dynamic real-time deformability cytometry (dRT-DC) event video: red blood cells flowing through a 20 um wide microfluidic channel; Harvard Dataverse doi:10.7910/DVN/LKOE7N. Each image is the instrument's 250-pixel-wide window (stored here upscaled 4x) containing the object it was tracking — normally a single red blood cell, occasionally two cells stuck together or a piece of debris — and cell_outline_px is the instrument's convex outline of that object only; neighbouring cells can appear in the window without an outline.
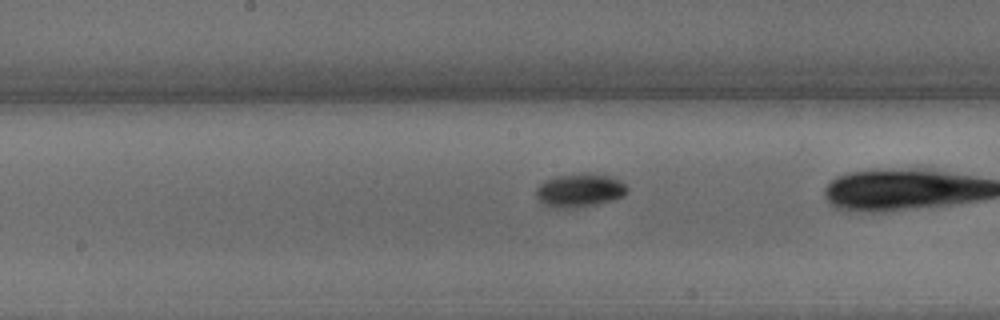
{"species": "common noctule bat (a hibernating species)", "species_latin": "Nyctalus noctula", "temperature_condition": "warm", "stored_images_in_passage": 39, "camera_frame_rate_fps": 3000, "um_per_image_px": 0.085, "animal": {"sex": "male", "body_mass_g": 15.6}, "frame": {"image": 1, "passage_image": 25, "time_ms": 8.0, "image_size_px": [1000, 320], "cell_outline_px": [[628, 192], [624, 196], [616, 200], [596, 204], [564, 208], [556, 208], [544, 204], [536, 196], [536, 188], [544, 180], [556, 176], [592, 172], [608, 176], [620, 180], [628, 188]], "centroid_in_image_um": [49.3, 16.16], "position_along_channel_um": 198.9, "area_um2": 17.8}}
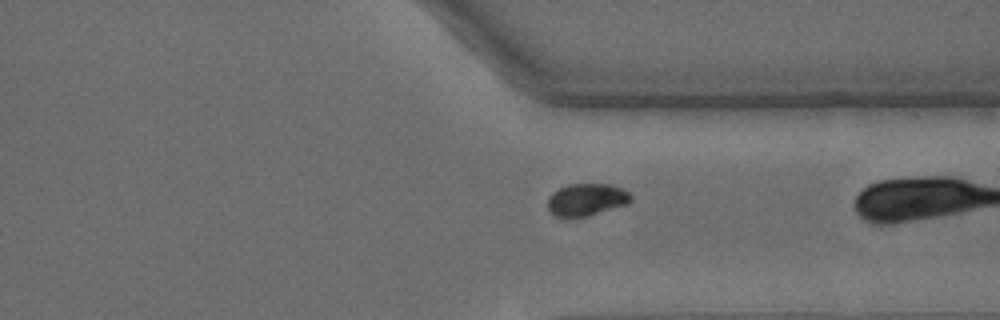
{"frame": {"image": 2, "passage_image": 38, "time_ms": 12.333, "image_size_px": [1000, 320], "cell_outline_px": [[632, 196], [628, 204], [588, 216], [572, 220], [564, 220], [556, 216], [548, 208], [548, 196], [552, 192], [568, 184], [608, 184], [624, 188]], "centroid_in_image_um": [49.83, 17.0], "position_along_channel_um": 361.6, "area_um2": 16.13}}